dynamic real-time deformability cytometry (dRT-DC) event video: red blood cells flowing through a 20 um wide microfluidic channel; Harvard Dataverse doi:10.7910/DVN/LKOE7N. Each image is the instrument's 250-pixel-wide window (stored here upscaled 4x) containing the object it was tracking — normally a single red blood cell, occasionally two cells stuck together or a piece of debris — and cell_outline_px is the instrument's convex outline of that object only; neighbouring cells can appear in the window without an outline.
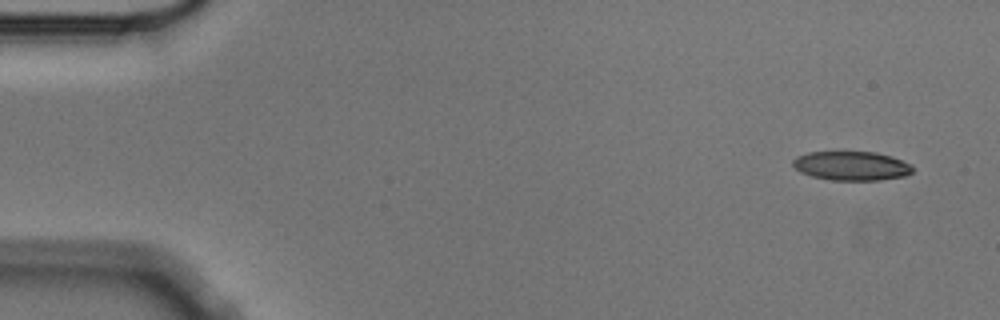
{"species": "Egyptian fruit bat (a non-hibernating species)", "species_latin": "Rousettus aegyptiacus", "temperature_condition": "cold", "stored_images_in_passage": 6, "camera_frame_rate_fps": 3000, "um_per_image_px": 0.085, "animal": {"sex": "male"}, "frame": {"image": 1, "passage_image": 1, "time_ms": 0.0, "image_size_px": [1000, 320], "cell_outline_px": [[912, 172], [904, 176], [880, 180], [832, 180], [812, 176], [800, 172], [792, 164], [792, 160], [796, 156], [808, 152], [876, 152], [892, 156], [912, 164]], "centroid_in_image_um": [72.38, 14.09], "position_along_channel_um": 12.6, "area_um2": 20.35}}
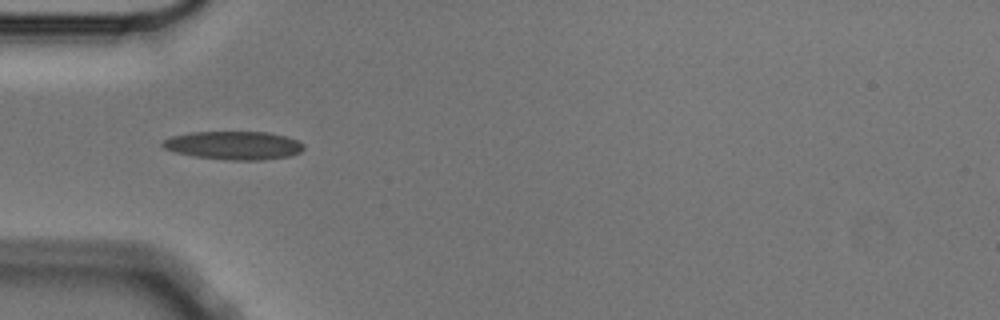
{"frame": {"image": 2, "passage_image": 5, "time_ms": 1.333, "image_size_px": [1000, 320], "cell_outline_px": [[304, 148], [300, 152], [288, 156], [260, 160], [228, 160], [196, 156], [176, 152], [164, 148], [160, 144], [164, 140], [172, 136], [192, 132], [268, 132], [300, 140], [304, 144]], "centroid_in_image_um": [19.9, 12.35], "position_along_channel_um": 65.1, "area_um2": 23.18}}
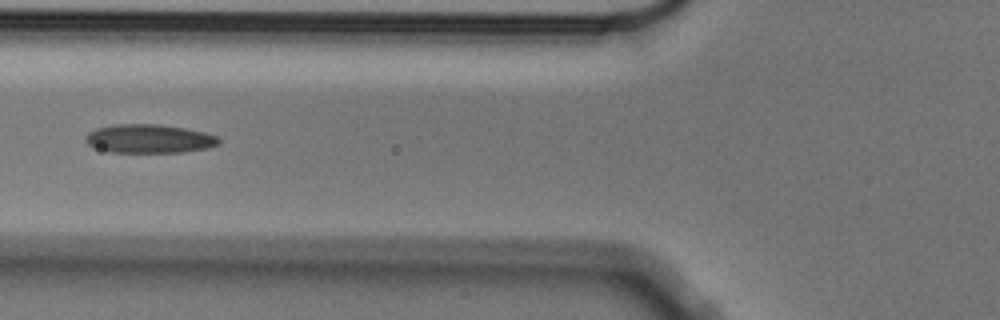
{"frame": {"image": 3, "passage_image": 6, "time_ms": 1.667, "image_size_px": [1000, 320], "cell_outline_px": [[220, 144], [208, 148], [184, 152], [112, 152], [88, 144], [84, 140], [84, 136], [88, 132], [96, 128], [112, 124], [156, 124], [184, 128], [204, 132], [216, 136], [220, 140]], "centroid_in_image_um": [12.68, 11.78], "position_along_channel_um": 113.1, "area_um2": 22.25}}